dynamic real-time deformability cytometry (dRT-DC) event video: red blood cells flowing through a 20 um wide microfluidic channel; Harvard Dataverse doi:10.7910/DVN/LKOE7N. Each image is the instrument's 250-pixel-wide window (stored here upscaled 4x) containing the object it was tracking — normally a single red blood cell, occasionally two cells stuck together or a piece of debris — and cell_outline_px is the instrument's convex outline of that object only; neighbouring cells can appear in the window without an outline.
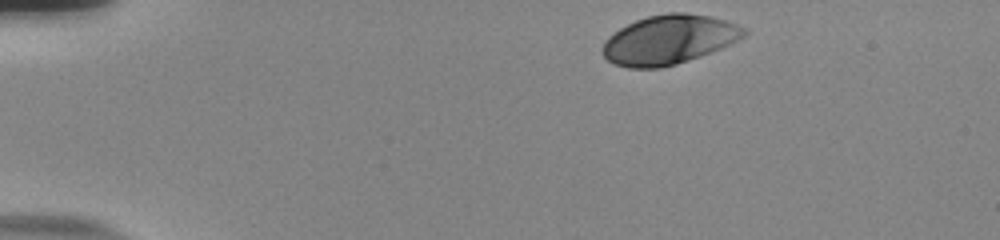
{"species": "human", "species_latin": "Homo sapiens", "temperature_condition": "room temperature", "stored_images_in_passage": 39, "camera_frame_rate_fps": 3000, "um_per_image_px": 0.085, "donor": {"sex": "male"}, "frame": {"image": 1, "passage_image": 1, "time_ms": 0.0, "image_size_px": [1000, 240], "cell_outline_px": [[748, 32], [744, 36], [720, 48], [700, 56], [676, 64], [660, 68], [628, 68], [616, 64], [608, 60], [600, 52], [600, 48], [604, 40], [608, 36], [620, 28], [636, 20], [648, 16], [668, 12], [684, 12], [708, 16], [724, 20], [748, 28]], "centroid_in_image_um": [56.82, 3.37], "position_along_channel_um": 28.2, "area_um2": 40.52}}
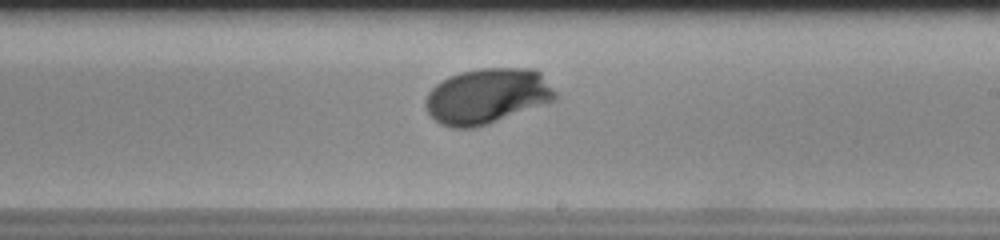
{"frame": {"image": 2, "passage_image": 26, "time_ms": 8.333, "image_size_px": [1000, 240], "cell_outline_px": [[556, 100], [488, 124], [476, 128], [452, 128], [440, 124], [428, 112], [424, 104], [424, 100], [428, 92], [436, 84], [448, 76], [460, 72], [480, 68], [532, 68], [540, 72], [556, 92]], "centroid_in_image_um": [41.39, 8.16], "position_along_channel_um": 247.6, "area_um2": 42.02}}
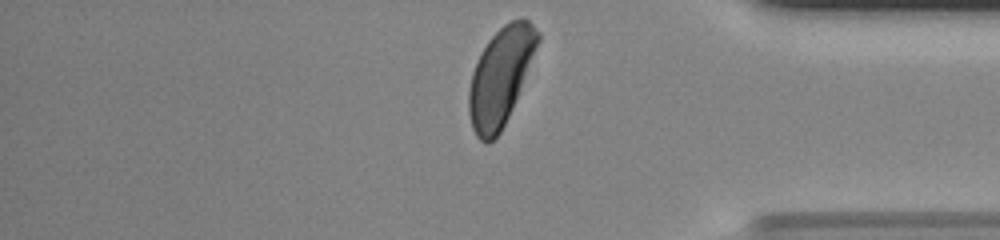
{"frame": {"image": 3, "passage_image": 39, "time_ms": 12.667, "image_size_px": [1000, 240], "cell_outline_px": [[540, 40], [508, 116], [500, 132], [488, 144], [484, 144], [476, 136], [472, 128], [468, 112], [468, 92], [472, 72], [488, 40], [504, 24], [512, 20], [528, 20], [540, 32]], "centroid_in_image_um": [42.52, 6.53], "position_along_channel_um": 392.7, "area_um2": 38.32}, "authors_computed_cell_mechanics": {"area_um2": 40.749, "velocity_mm_per_s": 3.6752, "shape_relaxation_time_tau1_ms": 2.6906, "shape_relaxation_time_tau2_ms": null, "deformation_change_tau1": 0.16, "deformation_change_tau2": null}}